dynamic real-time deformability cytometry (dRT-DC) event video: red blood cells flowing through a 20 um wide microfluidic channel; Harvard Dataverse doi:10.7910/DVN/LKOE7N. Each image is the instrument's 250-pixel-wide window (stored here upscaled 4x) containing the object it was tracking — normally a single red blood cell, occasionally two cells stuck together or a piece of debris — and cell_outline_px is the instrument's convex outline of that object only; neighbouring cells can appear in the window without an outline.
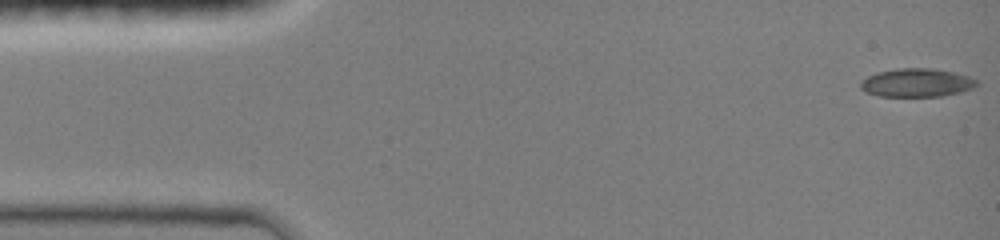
{"species": "common noctule bat (a hibernating species)", "species_latin": "Nyctalus noctula", "temperature_condition": "room temperature", "stored_images_in_passage": 11, "camera_frame_rate_fps": 3000, "um_per_image_px": 0.085, "animal": {"sex": "female", "body_mass_g": 19.0, "forearm_length_mm": 51.5}, "frame": {"image": 1, "passage_image": 1, "time_ms": 0.0, "image_size_px": [1000, 240], "cell_outline_px": [[976, 84], [972, 88], [960, 92], [940, 96], [880, 96], [868, 92], [860, 88], [860, 80], [876, 72], [896, 68], [932, 68], [952, 72], [968, 76], [976, 80]], "centroid_in_image_um": [77.87, 7.02], "position_along_channel_um": 7.1, "area_um2": 19.07}}
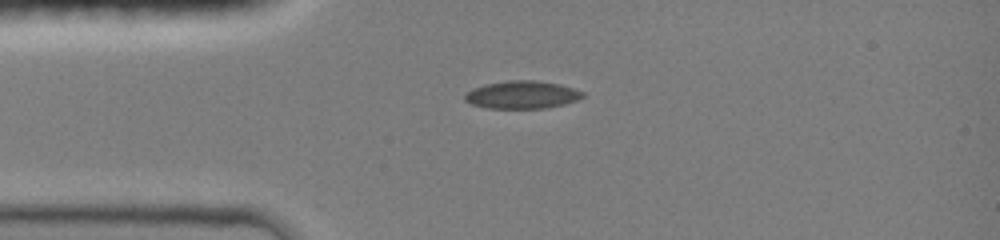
{"frame": {"image": 2, "passage_image": 7, "time_ms": 3.333, "image_size_px": [1000, 240], "cell_outline_px": [[584, 96], [576, 100], [564, 104], [544, 108], [488, 108], [472, 104], [464, 100], [464, 96], [472, 88], [488, 84], [508, 80], [536, 80], [560, 84], [584, 92]], "centroid_in_image_um": [44.38, 8.05], "position_along_channel_um": 40.6, "area_um2": 18.9}}
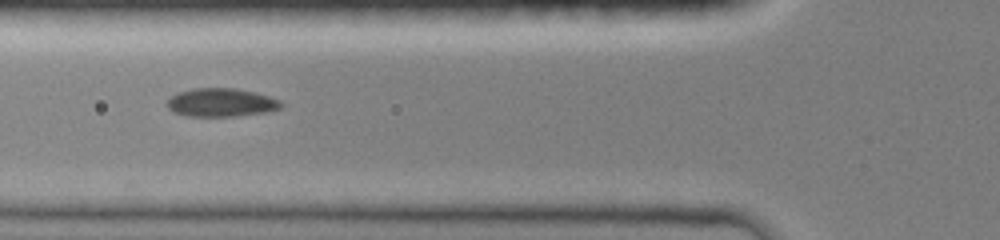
{"frame": {"image": 3, "passage_image": 10, "time_ms": 5.333, "image_size_px": [1000, 240], "cell_outline_px": [[284, 104], [280, 108], [264, 112], [236, 116], [188, 116], [176, 112], [168, 108], [164, 104], [172, 96], [180, 92], [192, 88], [232, 88], [256, 92], [280, 100]], "centroid_in_image_um": [18.8, 8.71], "position_along_channel_um": 107.0, "area_um2": 18.73}}